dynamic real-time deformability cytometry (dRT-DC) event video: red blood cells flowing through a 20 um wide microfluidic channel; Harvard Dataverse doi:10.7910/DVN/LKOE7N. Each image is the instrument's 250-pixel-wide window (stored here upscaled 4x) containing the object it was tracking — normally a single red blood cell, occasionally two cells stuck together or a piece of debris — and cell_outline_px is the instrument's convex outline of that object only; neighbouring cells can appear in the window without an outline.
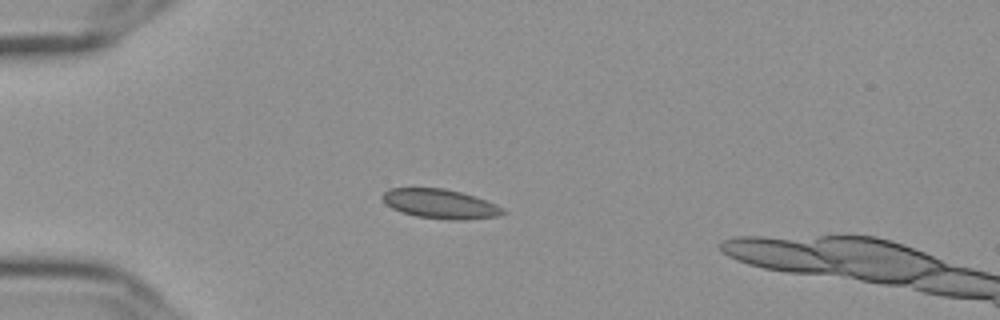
{"species": "Egyptian fruit bat (a non-hibernating species)", "species_latin": "Rousettus aegyptiacus", "temperature_condition": "cold", "stored_images_in_passage": 43, "camera_frame_rate_fps": 3000, "um_per_image_px": 0.085, "frame": {"image": 1, "passage_image": 1, "time_ms": 0.0, "image_size_px": [1000, 320], "cell_outline_px": [[504, 212], [500, 216], [464, 220], [448, 220], [416, 216], [400, 212], [384, 204], [380, 196], [388, 188], [444, 188], [460, 192], [484, 200], [500, 208]], "centroid_in_image_um": [37.31, 17.33], "position_along_channel_um": 47.7, "area_um2": 20.52}}
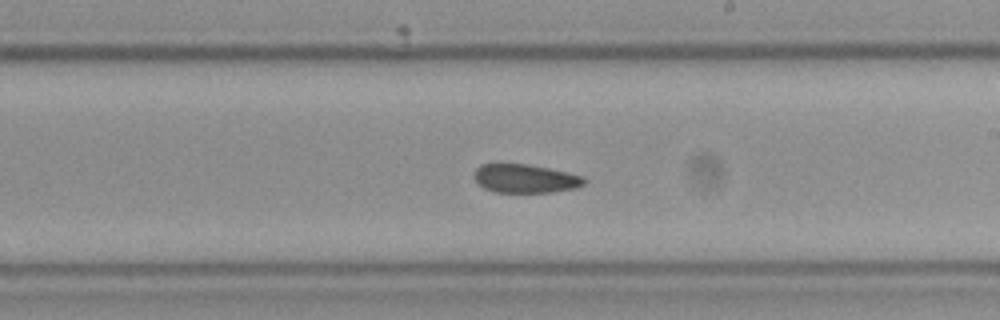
{"frame": {"image": 2, "passage_image": 19, "time_ms": 6.0, "image_size_px": [1000, 320], "cell_outline_px": [[588, 180], [584, 184], [576, 188], [552, 192], [496, 192], [484, 188], [476, 180], [476, 168], [480, 164], [500, 160], [548, 168], [568, 172], [584, 176]], "centroid_in_image_um": [44.64, 15.13], "position_along_channel_um": 244.4, "area_um2": 18.84}}
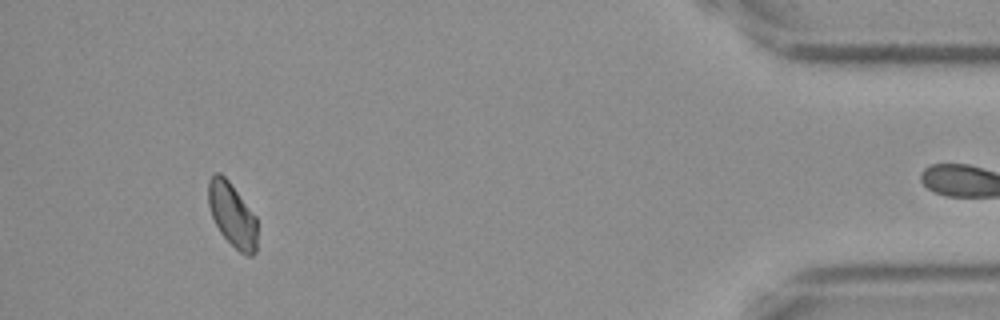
{"frame": {"image": 3, "passage_image": 38, "time_ms": 12.333, "image_size_px": [1000, 320], "cell_outline_px": [[256, 252], [252, 256], [248, 256], [240, 252], [220, 232], [212, 216], [208, 204], [208, 180], [216, 172], [220, 172], [228, 180], [256, 216]], "centroid_in_image_um": [19.73, 18.25], "position_along_channel_um": 415.5, "area_um2": 18.03}, "authors_computed_cell_mechanics": {"area_um2": 19.074, "velocity_mm_per_s": 3.6317, "shape_relaxation_time_tau1_ms": null, "shape_relaxation_time_tau2_ms": 10.8059, "deformation_change_tau1": null, "deformation_change_tau2": 0.0871}}